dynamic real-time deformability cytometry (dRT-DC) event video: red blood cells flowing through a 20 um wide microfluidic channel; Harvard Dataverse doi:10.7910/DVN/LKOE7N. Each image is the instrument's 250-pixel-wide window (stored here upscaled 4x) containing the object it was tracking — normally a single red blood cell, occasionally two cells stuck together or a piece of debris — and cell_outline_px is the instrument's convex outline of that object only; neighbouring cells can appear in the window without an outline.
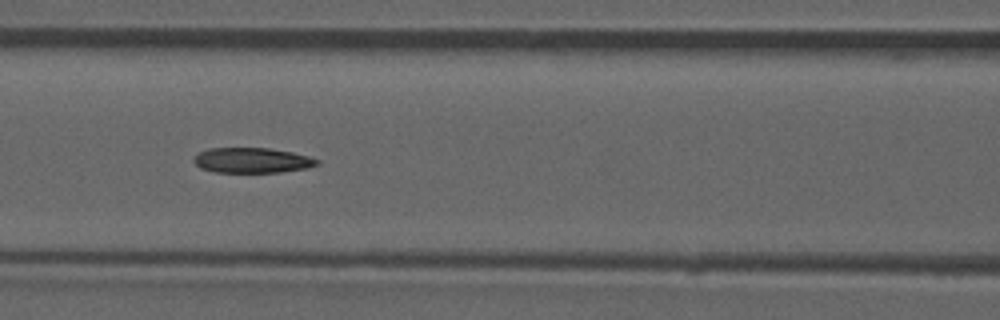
{"species": "common noctule bat (a hibernating species)", "species_latin": "Nyctalus noctula", "temperature_condition": "room temperature", "stored_images_in_passage": 53, "camera_frame_rate_fps": 3000, "um_per_image_px": 0.085, "animal": {"sex": "male", "forearm_length_mm": 52.5}, "frame": {"image": 1, "passage_image": 23, "time_ms": 7.333, "image_size_px": [1000, 320], "cell_outline_px": [[320, 164], [308, 168], [280, 172], [216, 172], [200, 168], [192, 160], [192, 156], [208, 148], [268, 148], [292, 152], [308, 156], [320, 160]], "centroid_in_image_um": [21.42, 13.62], "position_along_channel_um": 145.2, "area_um2": 18.21}, "authors_computed_cell_mechanics": {"area_um2": 19.074, "velocity_mm_per_s": 3.9191, "shape_relaxation_time_tau1_ms": null, "shape_relaxation_time_tau2_ms": 5.202, "deformation_change_tau1": null, "deformation_change_tau2": 0.1083}}